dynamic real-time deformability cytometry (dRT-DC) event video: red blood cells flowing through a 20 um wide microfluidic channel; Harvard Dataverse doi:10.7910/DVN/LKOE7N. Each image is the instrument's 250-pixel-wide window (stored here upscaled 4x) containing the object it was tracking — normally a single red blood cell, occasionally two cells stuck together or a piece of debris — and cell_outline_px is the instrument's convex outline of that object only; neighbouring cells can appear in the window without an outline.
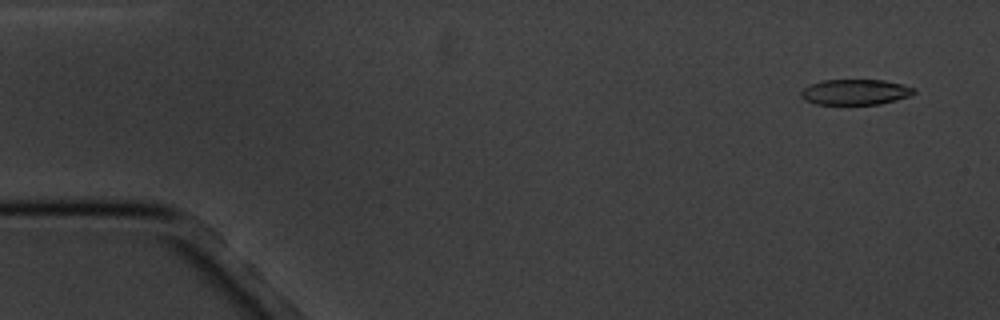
{"species": "common noctule bat (a hibernating species)", "species_latin": "Nyctalus noctula", "temperature_condition": "cold", "stored_images_in_passage": 8, "camera_frame_rate_fps": 3000, "um_per_image_px": 0.085, "animal": {"sex": "male", "body_mass_g": 20.1, "forearm_length_mm": 53.5}, "frame": {"image": 1, "passage_image": 2, "time_ms": 1.0, "image_size_px": [1000, 320], "cell_outline_px": [[916, 92], [908, 96], [896, 100], [880, 104], [816, 104], [804, 100], [800, 96], [800, 92], [804, 88], [812, 84], [824, 80], [884, 80], [916, 88]], "centroid_in_image_um": [72.69, 7.83], "position_along_channel_um": 12.3, "area_um2": 16.7}}
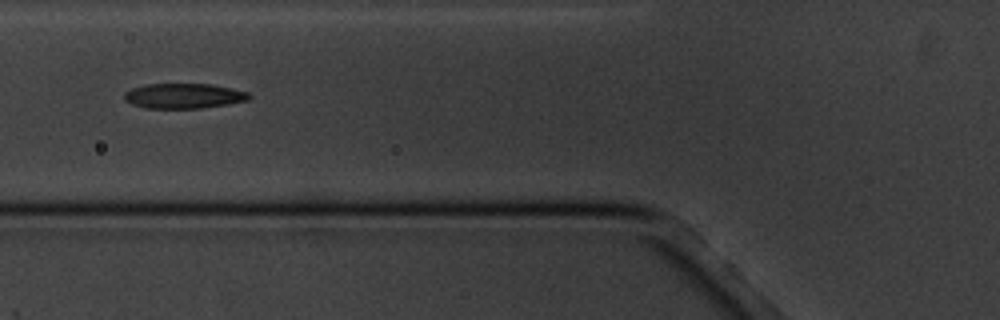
{"frame": {"image": 2, "passage_image": 7, "time_ms": 7.0, "image_size_px": [1000, 320], "cell_outline_px": [[252, 96], [248, 100], [228, 104], [200, 108], [148, 108], [132, 104], [124, 100], [124, 92], [132, 88], [148, 84], [212, 84], [232, 88], [248, 92]], "centroid_in_image_um": [15.63, 8.15], "position_along_channel_um": 110.2, "area_um2": 18.21}}
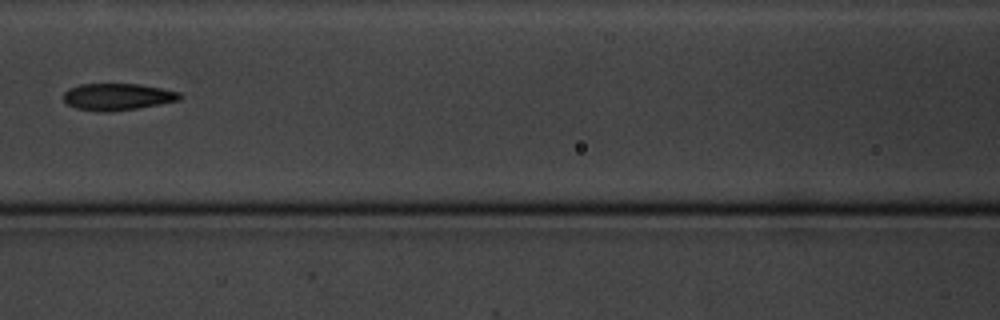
{"frame": {"image": 3, "passage_image": 8, "time_ms": 8.333, "image_size_px": [1000, 320], "cell_outline_px": [[180, 100], [136, 108], [108, 112], [100, 112], [76, 108], [68, 104], [64, 100], [64, 92], [68, 88], [80, 84], [140, 84], [180, 92]], "centroid_in_image_um": [9.95, 8.22], "position_along_channel_um": 156.6, "area_um2": 18.03}}